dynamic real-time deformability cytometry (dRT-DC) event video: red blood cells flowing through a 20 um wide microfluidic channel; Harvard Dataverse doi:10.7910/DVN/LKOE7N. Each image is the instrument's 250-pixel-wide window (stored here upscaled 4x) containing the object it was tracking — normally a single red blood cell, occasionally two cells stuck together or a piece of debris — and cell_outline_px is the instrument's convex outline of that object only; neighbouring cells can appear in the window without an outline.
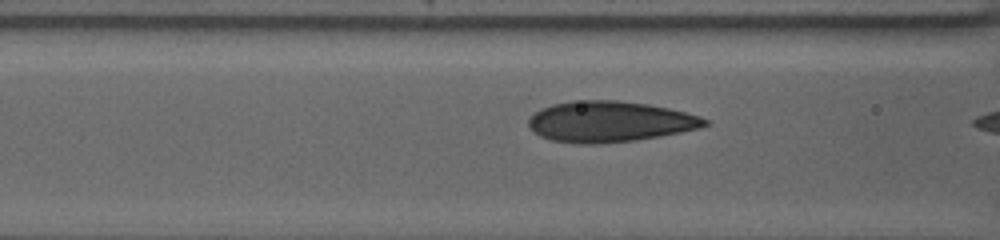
{"species": "human", "species_latin": "Homo sapiens", "temperature_condition": "warm", "stored_images_in_passage": 15, "camera_frame_rate_fps": 3000, "um_per_image_px": 0.085, "donor": {"sex": "female"}, "frame": {"image": 1, "passage_image": 7, "time_ms": 2.0, "image_size_px": [1000, 240], "cell_outline_px": [[708, 124], [696, 128], [680, 132], [636, 140], [596, 144], [580, 144], [552, 140], [540, 136], [528, 124], [528, 120], [540, 108], [552, 104], [572, 100], [616, 100], [648, 104], [668, 108], [684, 112], [708, 120]], "centroid_in_image_um": [51.77, 10.33], "position_along_channel_um": 114.8, "area_um2": 41.5}}
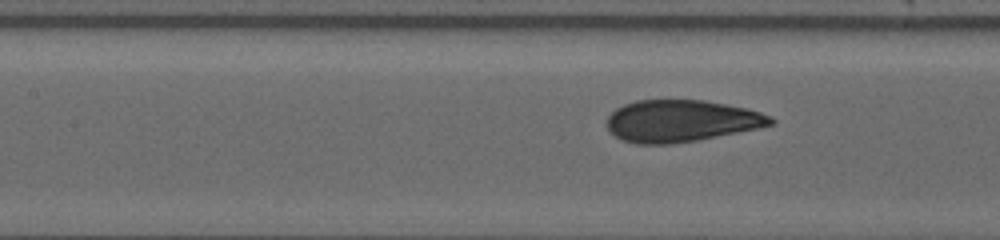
{"frame": {"image": 2, "passage_image": 11, "time_ms": 3.333, "image_size_px": [1000, 240], "cell_outline_px": [[776, 124], [696, 140], [672, 144], [636, 144], [624, 140], [616, 136], [608, 128], [608, 116], [616, 108], [624, 104], [636, 100], [704, 100], [748, 108], [772, 116], [776, 120]], "centroid_in_image_um": [57.92, 10.27], "position_along_channel_um": 149.5, "area_um2": 39.82}}